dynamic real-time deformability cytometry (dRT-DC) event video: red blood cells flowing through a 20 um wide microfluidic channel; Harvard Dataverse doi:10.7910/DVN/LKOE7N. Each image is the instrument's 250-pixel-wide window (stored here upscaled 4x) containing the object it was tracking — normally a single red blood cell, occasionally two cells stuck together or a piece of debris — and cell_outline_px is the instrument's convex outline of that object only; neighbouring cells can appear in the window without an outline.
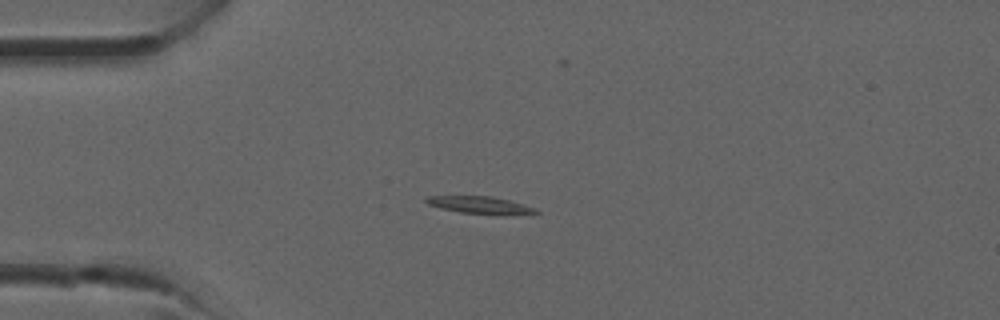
{"species": "common noctule bat (a hibernating species)", "species_latin": "Nyctalus noctula", "temperature_condition": "room temperature", "stored_images_in_passage": 3, "camera_frame_rate_fps": 3000, "um_per_image_px": 0.085, "animal": {"sex": "male", "forearm_length_mm": 52.5}, "frame": {"image": 1, "passage_image": 2, "time_ms": 0.333, "image_size_px": [1000, 320], "cell_outline_px": [[540, 212], [504, 216], [500, 216], [460, 212], [440, 208], [428, 204], [424, 200], [428, 196], [492, 196], [524, 204], [536, 208]], "centroid_in_image_um": [40.85, 17.45], "position_along_channel_um": 44.2, "area_um2": 11.27}}
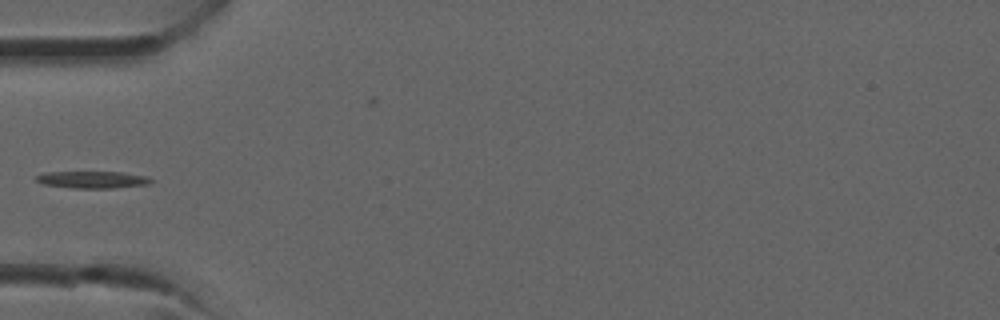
{"frame": {"image": 2, "passage_image": 3, "time_ms": 0.667, "image_size_px": [1000, 320], "cell_outline_px": [[152, 184], [112, 188], [72, 188], [44, 184], [36, 180], [36, 176], [44, 172], [124, 172], [148, 176], [152, 180]], "centroid_in_image_um": [7.92, 15.27], "position_along_channel_um": 77.1, "area_um2": 11.44}}